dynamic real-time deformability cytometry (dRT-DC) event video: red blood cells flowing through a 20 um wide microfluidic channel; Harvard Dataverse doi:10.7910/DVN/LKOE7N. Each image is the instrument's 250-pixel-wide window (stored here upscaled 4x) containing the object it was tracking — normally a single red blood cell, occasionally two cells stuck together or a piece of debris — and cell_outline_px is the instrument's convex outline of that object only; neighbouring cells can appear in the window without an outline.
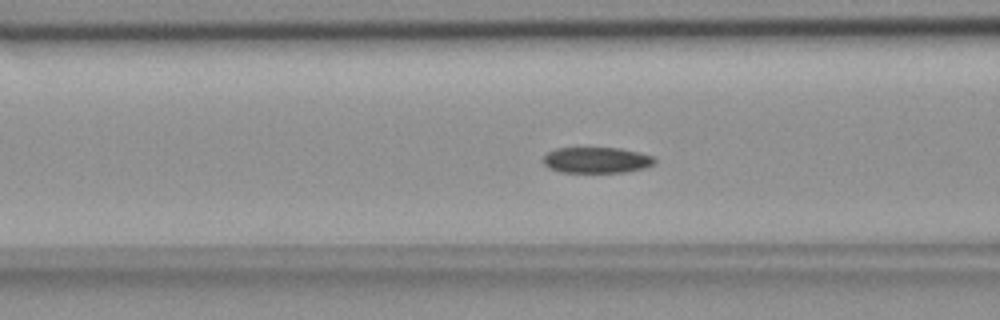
{"species": "common noctule bat (a hibernating species)", "species_latin": "Nyctalus noctula", "temperature_condition": "room temperature", "stored_images_in_passage": 55, "camera_frame_rate_fps": 3000, "um_per_image_px": 0.085, "animal": {"sex": "female", "body_mass_g": 18.4}, "frame": {"image": 1, "passage_image": 21, "time_ms": 6.667, "image_size_px": [1000, 320], "cell_outline_px": [[656, 160], [652, 164], [644, 168], [624, 172], [560, 172], [548, 168], [540, 160], [548, 152], [556, 148], [620, 148], [640, 152], [652, 156]], "centroid_in_image_um": [50.66, 13.6], "position_along_channel_um": 115.9, "area_um2": 16.88}}
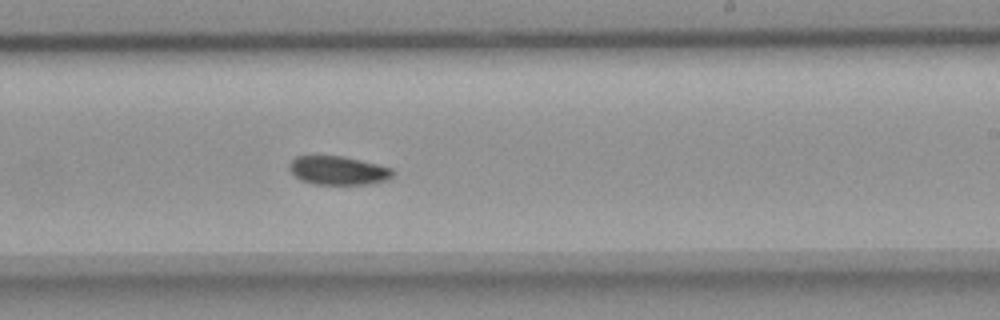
{"frame": {"image": 2, "passage_image": 33, "time_ms": 10.667, "image_size_px": [1000, 320], "cell_outline_px": [[396, 172], [388, 180], [372, 184], [316, 184], [300, 180], [288, 168], [288, 164], [296, 156], [344, 156], [380, 164], [392, 168]], "centroid_in_image_um": [28.8, 14.49], "position_along_channel_um": 260.2, "area_um2": 17.51}}
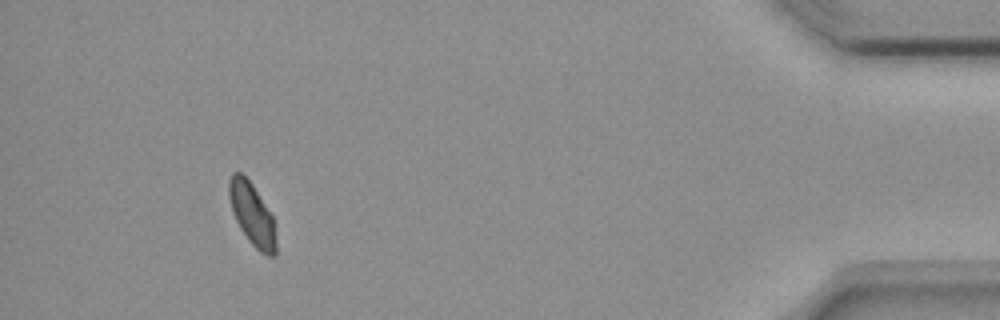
{"frame": {"image": 3, "passage_image": 51, "time_ms": 16.667, "image_size_px": [1000, 320], "cell_outline_px": [[276, 256], [268, 256], [260, 252], [248, 240], [240, 228], [232, 212], [228, 196], [228, 180], [232, 172], [240, 172], [252, 184], [272, 216], [276, 240]], "centroid_in_image_um": [21.4, 18.22], "position_along_channel_um": 413.8, "area_um2": 16.99}, "authors_computed_cell_mechanics": {"area_um2": 17.7446, "velocity_mm_per_s": 3.6214, "shape_relaxation_time_tau1_ms": null, "shape_relaxation_time_tau2_ms": 8.088, "deformation_change_tau1": null, "deformation_change_tau2": 0.0675}}